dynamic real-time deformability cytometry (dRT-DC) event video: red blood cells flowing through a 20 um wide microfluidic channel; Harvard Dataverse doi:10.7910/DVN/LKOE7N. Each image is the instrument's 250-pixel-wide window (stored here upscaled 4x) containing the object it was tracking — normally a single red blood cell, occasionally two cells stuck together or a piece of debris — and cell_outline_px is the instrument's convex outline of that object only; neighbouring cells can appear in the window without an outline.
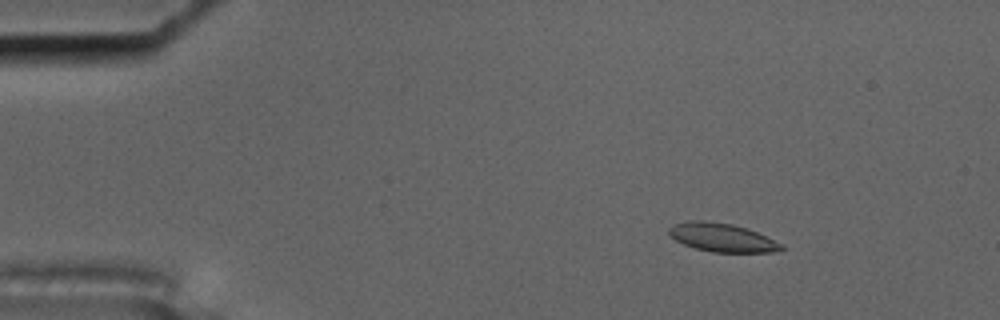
{"species": "common noctule bat (a hibernating species)", "species_latin": "Nyctalus noctula", "temperature_condition": "cold", "stored_images_in_passage": 59, "camera_frame_rate_fps": 3000, "um_per_image_px": 0.085, "animal": {"sex": "male", "body_mass_g": 17.5, "forearm_length_mm": 52.3}, "frame": {"image": 1, "passage_image": 9, "time_ms": 2.667, "image_size_px": [1000, 320], "cell_outline_px": [[784, 248], [772, 252], [712, 252], [696, 248], [684, 244], [676, 240], [668, 232], [668, 228], [676, 224], [688, 220], [700, 220], [732, 224], [756, 232], [784, 244]], "centroid_in_image_um": [61.38, 20.19], "position_along_channel_um": 23.6, "area_um2": 18.38}}
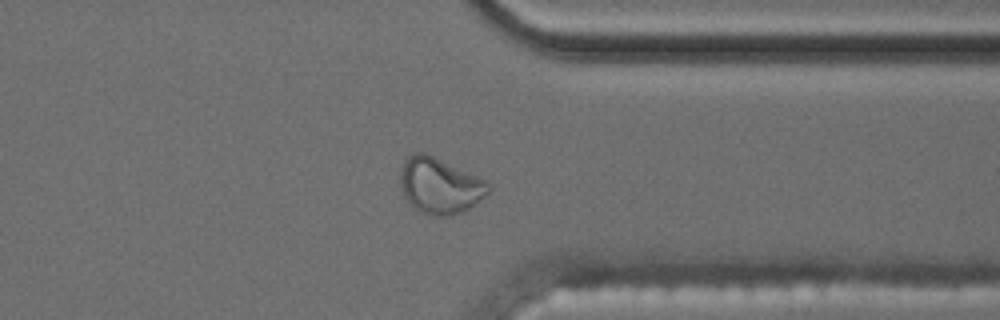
{"frame": {"image": 2, "passage_image": 46, "time_ms": 15.0, "image_size_px": [1000, 320], "cell_outline_px": [[492, 188], [476, 204], [460, 212], [448, 216], [432, 216], [420, 212], [404, 196], [400, 184], [400, 168], [404, 160], [412, 152], [424, 152], [476, 176], [484, 180]], "centroid_in_image_um": [37.34, 15.78], "position_along_channel_um": 374.1, "area_um2": 28.38}}
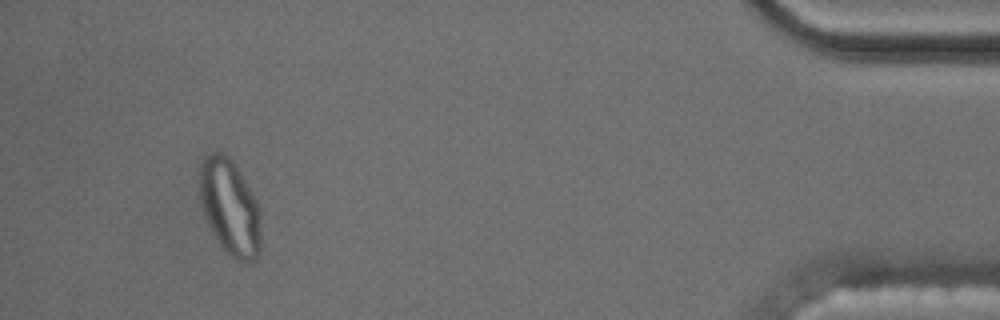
{"frame": {"image": 3, "passage_image": 55, "time_ms": 18.0, "image_size_px": [1000, 320], "cell_outline_px": [[260, 252], [256, 260], [236, 260], [220, 244], [212, 232], [208, 224], [204, 212], [200, 196], [200, 164], [204, 156], [212, 152], [220, 152], [228, 156], [232, 160], [240, 172], [252, 192], [260, 208]], "centroid_in_image_um": [19.55, 17.59], "position_along_channel_um": 415.6, "area_um2": 33.93}, "authors_computed_cell_mechanics": {"area_um2": 19.1896, "velocity_mm_per_s": 3.4869, "shape_relaxation_time_tau1_ms": null, "shape_relaxation_time_tau2_ms": 1.9264, "deformation_change_tau1": null, "deformation_change_tau2": 0.0657}}